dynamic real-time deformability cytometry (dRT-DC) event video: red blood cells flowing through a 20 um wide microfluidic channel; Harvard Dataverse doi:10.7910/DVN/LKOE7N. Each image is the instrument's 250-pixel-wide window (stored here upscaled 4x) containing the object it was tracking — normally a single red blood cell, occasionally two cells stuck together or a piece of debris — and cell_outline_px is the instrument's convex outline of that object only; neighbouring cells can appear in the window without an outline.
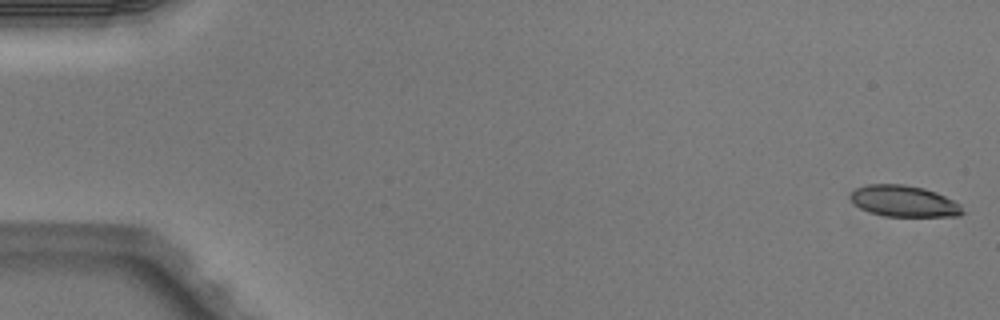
{"species": "Egyptian fruit bat (a non-hibernating species)", "species_latin": "Rousettus aegyptiacus", "temperature_condition": "warm", "stored_images_in_passage": 4, "camera_frame_rate_fps": 3000, "um_per_image_px": 0.085, "animal": {"sex": "male"}, "frame": {"image": 1, "passage_image": 1, "time_ms": 0.0, "image_size_px": [1000, 320], "cell_outline_px": [[964, 212], [960, 216], [884, 216], [868, 212], [860, 208], [852, 200], [852, 192], [856, 188], [868, 184], [904, 184], [924, 188], [936, 192], [960, 204]], "centroid_in_image_um": [76.85, 17.1], "position_along_channel_um": 8.2, "area_um2": 20.29}}
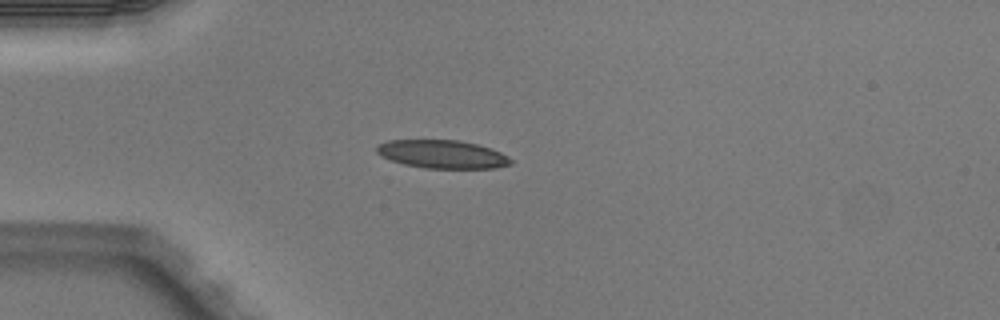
{"frame": {"image": 2, "passage_image": 4, "time_ms": 1.0, "image_size_px": [1000, 320], "cell_outline_px": [[512, 164], [496, 168], [424, 168], [404, 164], [380, 156], [376, 152], [376, 148], [380, 144], [388, 140], [456, 140], [476, 144], [500, 152], [508, 156], [512, 160]], "centroid_in_image_um": [37.59, 13.11], "position_along_channel_um": 47.4, "area_um2": 21.91}}